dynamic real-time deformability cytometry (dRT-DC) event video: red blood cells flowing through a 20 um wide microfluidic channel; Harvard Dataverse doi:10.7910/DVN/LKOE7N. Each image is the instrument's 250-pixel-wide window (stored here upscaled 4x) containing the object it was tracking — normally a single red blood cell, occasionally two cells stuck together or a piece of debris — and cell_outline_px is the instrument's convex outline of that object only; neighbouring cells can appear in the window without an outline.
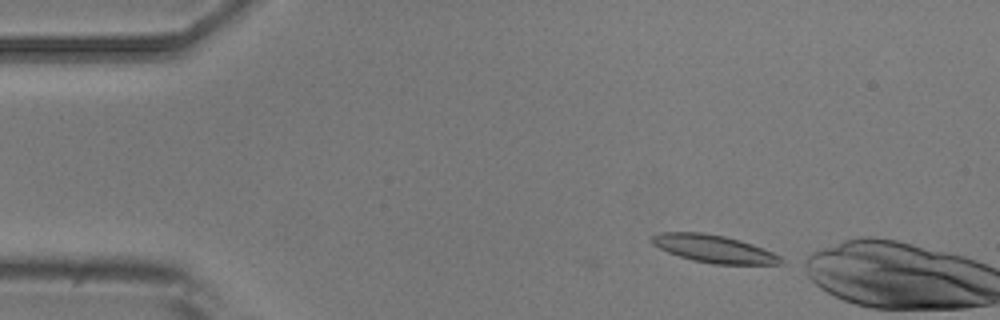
{"species": "common noctule bat (a hibernating species)", "species_latin": "Nyctalus noctula", "temperature_condition": "room temperature", "stored_images_in_passage": 2, "camera_frame_rate_fps": 3000, "um_per_image_px": 0.085, "animal": {"sex": "male", "body_mass_g": 20.5, "forearm_length_mm": 52.5}, "frame": {"image": 1, "passage_image": 2, "time_ms": 1.0, "image_size_px": [1000, 320], "cell_outline_px": [[788, 260], [784, 264], [712, 264], [692, 260], [668, 252], [652, 244], [648, 240], [648, 236], [660, 232], [700, 232], [724, 236], [740, 240], [764, 248]], "centroid_in_image_um": [60.67, 21.14], "position_along_channel_um": 24.3, "area_um2": 21.04}}